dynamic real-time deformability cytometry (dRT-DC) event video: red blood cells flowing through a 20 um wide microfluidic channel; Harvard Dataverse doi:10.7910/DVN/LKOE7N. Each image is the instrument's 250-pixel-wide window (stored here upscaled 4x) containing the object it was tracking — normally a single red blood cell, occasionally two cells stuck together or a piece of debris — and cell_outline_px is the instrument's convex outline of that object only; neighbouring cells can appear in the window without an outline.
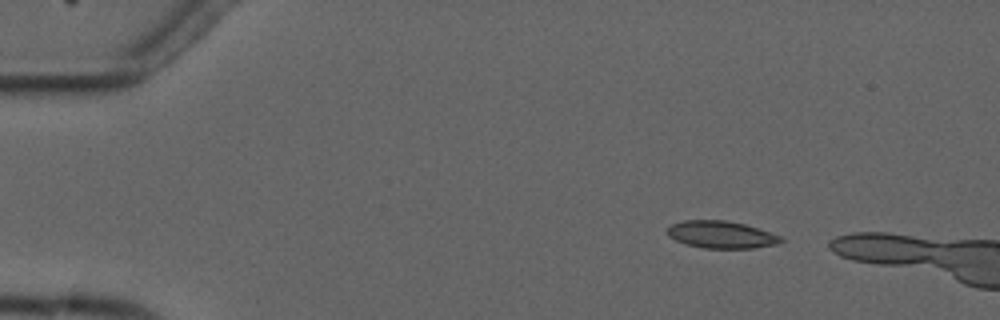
{"species": "common noctule bat (a hibernating species)", "species_latin": "Nyctalus noctula", "temperature_condition": "cold", "stored_images_in_passage": 2, "camera_frame_rate_fps": 3000, "um_per_image_px": 0.085, "animal": {"sex": "male", "forearm_length_mm": 52.5}, "frame": {"image": 1, "passage_image": 2, "time_ms": 1.333, "image_size_px": [1000, 320], "cell_outline_px": [[784, 240], [776, 244], [756, 248], [704, 248], [688, 244], [676, 240], [668, 236], [668, 228], [672, 224], [684, 220], [728, 220], [744, 224], [780, 236]], "centroid_in_image_um": [61.3, 19.94], "position_along_channel_um": 23.7, "area_um2": 17.8}}